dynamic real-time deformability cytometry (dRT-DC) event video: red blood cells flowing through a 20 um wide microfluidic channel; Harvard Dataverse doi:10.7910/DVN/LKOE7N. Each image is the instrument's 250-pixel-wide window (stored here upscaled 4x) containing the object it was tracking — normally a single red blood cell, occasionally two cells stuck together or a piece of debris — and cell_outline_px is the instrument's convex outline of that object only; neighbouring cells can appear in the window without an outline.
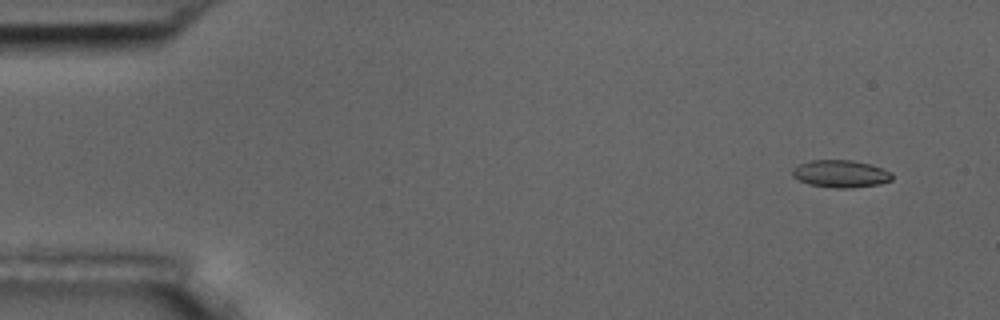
{"species": "common noctule bat (a hibernating species)", "species_latin": "Nyctalus noctula", "temperature_condition": "room temperature", "stored_images_in_passage": 4, "camera_frame_rate_fps": 3000, "um_per_image_px": 0.085, "animal": {"sex": "male", "body_mass_g": 17.5, "forearm_length_mm": 52.3}, "frame": {"image": 1, "passage_image": 1, "time_ms": 0.0, "image_size_px": [1000, 320], "cell_outline_px": [[892, 180], [880, 184], [852, 188], [832, 188], [808, 184], [792, 176], [792, 168], [796, 164], [808, 160], [852, 160], [872, 164], [892, 172]], "centroid_in_image_um": [71.44, 14.76], "position_along_channel_um": 13.6, "area_um2": 16.24}}
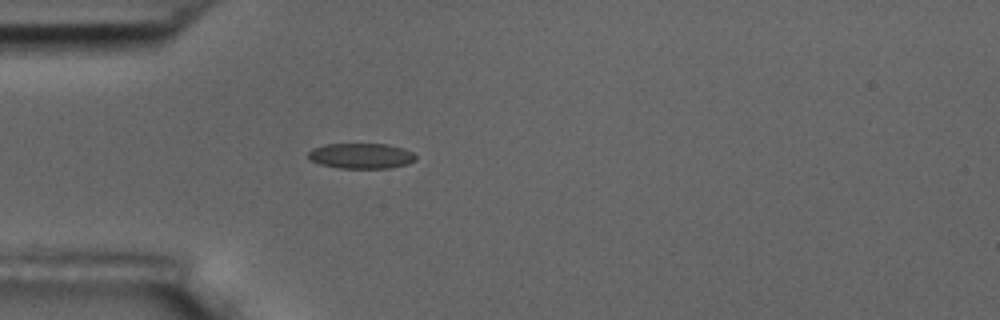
{"frame": {"image": 2, "passage_image": 4, "time_ms": 4.0, "image_size_px": [1000, 320], "cell_outline_px": [[416, 160], [408, 164], [388, 168], [340, 168], [320, 164], [312, 160], [308, 156], [308, 152], [312, 148], [324, 144], [388, 144], [404, 148], [412, 152], [416, 156]], "centroid_in_image_um": [30.72, 13.24], "position_along_channel_um": 54.3, "area_um2": 15.95}}